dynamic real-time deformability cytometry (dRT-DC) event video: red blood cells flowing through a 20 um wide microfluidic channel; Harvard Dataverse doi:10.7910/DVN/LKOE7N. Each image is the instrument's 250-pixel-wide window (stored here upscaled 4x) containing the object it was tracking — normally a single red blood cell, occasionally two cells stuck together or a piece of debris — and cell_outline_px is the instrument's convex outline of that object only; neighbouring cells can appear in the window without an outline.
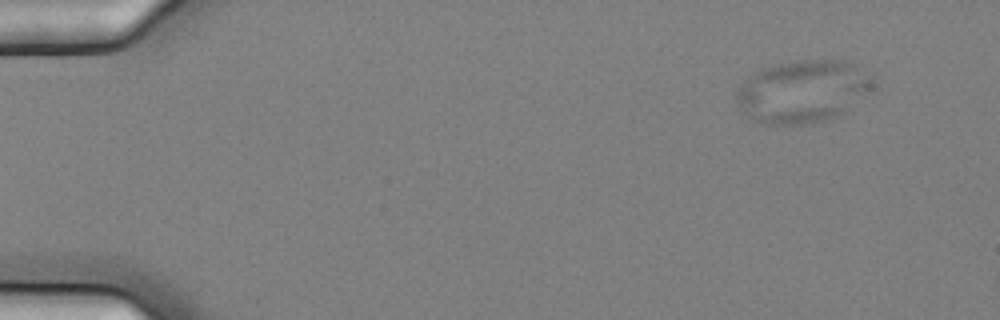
{"species": "common noctule bat (a hibernating species)", "species_latin": "Nyctalus noctula", "temperature_condition": "cold", "stored_images_in_passage": 5, "camera_frame_rate_fps": 3000, "um_per_image_px": 0.085, "animal": {"sex": "female", "body_mass_g": 25.1}, "frame": {"image": 1, "passage_image": 2, "time_ms": 0.333, "image_size_px": [1000, 320], "cell_outline_px": [[872, 88], [844, 112], [812, 124], [768, 124], [756, 120], [740, 104], [736, 96], [744, 80], [748, 76], [764, 68], [776, 64], [800, 60], [844, 60], [856, 64], [872, 76]], "centroid_in_image_um": [68.28, 7.74], "position_along_channel_um": 16.7, "area_um2": 48.67}}